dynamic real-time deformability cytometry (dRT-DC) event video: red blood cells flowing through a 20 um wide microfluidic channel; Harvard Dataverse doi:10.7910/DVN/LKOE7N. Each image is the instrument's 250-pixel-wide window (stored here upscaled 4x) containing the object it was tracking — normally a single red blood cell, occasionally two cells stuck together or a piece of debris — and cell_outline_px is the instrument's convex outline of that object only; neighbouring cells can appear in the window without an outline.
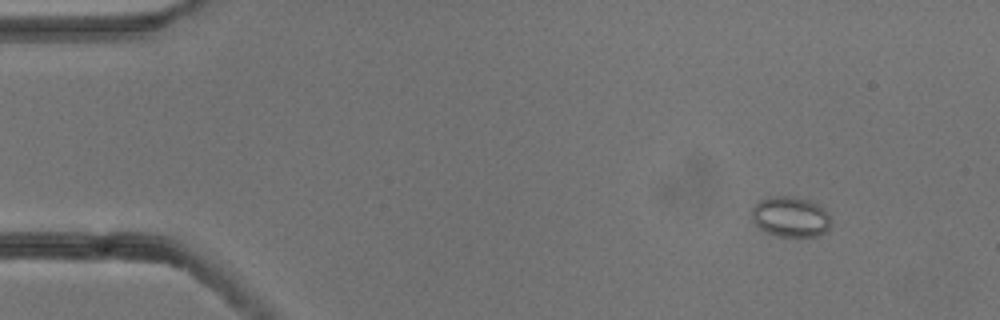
{"species": "common noctule bat (a hibernating species)", "species_latin": "Nyctalus noctula", "temperature_condition": "cold", "stored_images_in_passage": 4, "camera_frame_rate_fps": 3000, "um_per_image_px": 0.085, "animal": {"sex": "male", "body_mass_g": 13.3}, "frame": {"image": 1, "passage_image": 2, "time_ms": 0.333, "image_size_px": [1000, 320], "cell_outline_px": [[832, 224], [824, 232], [816, 236], [776, 236], [760, 228], [752, 220], [752, 208], [760, 200], [768, 196], [792, 196], [808, 200], [816, 204], [828, 212]], "centroid_in_image_um": [67.19, 18.42], "position_along_channel_um": 17.8, "area_um2": 18.55}}